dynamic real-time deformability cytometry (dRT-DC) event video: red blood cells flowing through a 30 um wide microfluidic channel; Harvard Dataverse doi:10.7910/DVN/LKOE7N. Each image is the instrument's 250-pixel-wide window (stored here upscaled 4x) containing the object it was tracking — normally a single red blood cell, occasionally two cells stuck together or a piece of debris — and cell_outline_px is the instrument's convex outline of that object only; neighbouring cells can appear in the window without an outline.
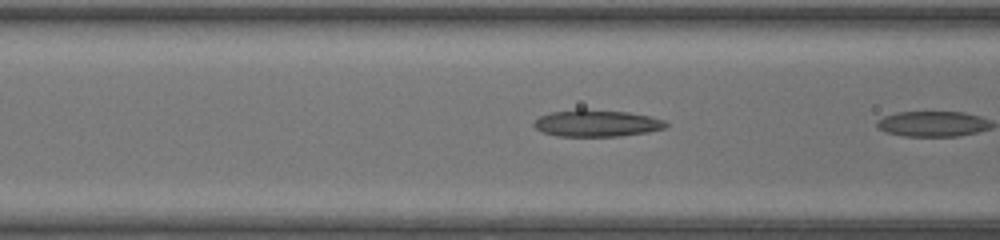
{"species": "common noctule bat (a hibernating species)", "species_latin": "Nyctalus noctula", "temperature_condition": "warm", "stored_images_in_passage": 17, "camera_frame_rate_fps": 3000, "um_per_image_px": 0.085, "animal": {"sex": "female", "body_mass_g": 17.0, "forearm_length_mm": 48.0}, "frame": {"image": 1, "passage_image": 16, "time_ms": 5.0, "image_size_px": [1000, 240], "cell_outline_px": [[668, 124], [664, 128], [648, 132], [620, 136], [556, 136], [544, 132], [536, 128], [532, 124], [540, 116], [552, 112], [576, 108], [584, 108], [628, 112], [648, 116], [664, 120]], "centroid_in_image_um": [50.7, 10.46], "position_along_channel_um": 115.9, "area_um2": 20.69}}